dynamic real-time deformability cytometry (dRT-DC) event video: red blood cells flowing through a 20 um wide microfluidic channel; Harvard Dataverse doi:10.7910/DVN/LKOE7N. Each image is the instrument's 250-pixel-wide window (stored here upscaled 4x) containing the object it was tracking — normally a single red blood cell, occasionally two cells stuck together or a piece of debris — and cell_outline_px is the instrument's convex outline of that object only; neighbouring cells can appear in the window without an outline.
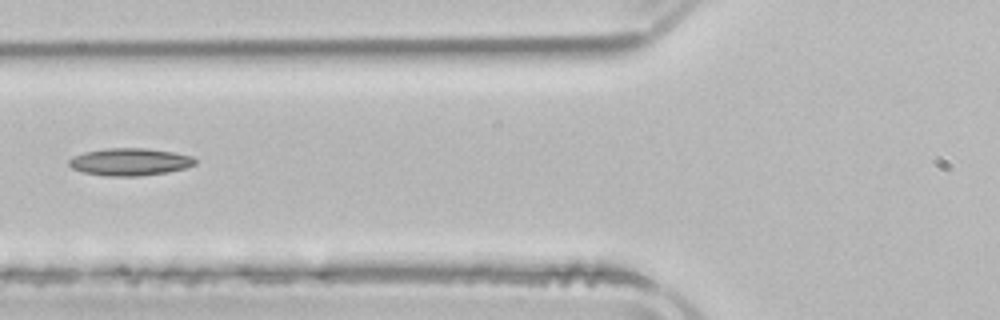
{"species": "common noctule bat (a hibernating species)", "species_latin": "Nyctalus noctula", "temperature_condition": "room temperature", "stored_images_in_passage": 2, "camera_frame_rate_fps": 3000, "um_per_image_px": 0.085, "animal": {"sex": "male", "body_mass_g": 21.5, "forearm_length_mm": 52.0}, "frame": {"image": 1, "passage_image": 2, "time_ms": 1.333, "image_size_px": [1000, 320], "cell_outline_px": [[196, 164], [184, 168], [168, 172], [140, 176], [104, 176], [84, 172], [72, 168], [68, 164], [68, 160], [72, 156], [84, 152], [104, 148], [144, 148], [172, 152], [192, 156], [196, 160]], "centroid_in_image_um": [11.01, 13.76], "position_along_channel_um": 114.8, "area_um2": 20.17}}